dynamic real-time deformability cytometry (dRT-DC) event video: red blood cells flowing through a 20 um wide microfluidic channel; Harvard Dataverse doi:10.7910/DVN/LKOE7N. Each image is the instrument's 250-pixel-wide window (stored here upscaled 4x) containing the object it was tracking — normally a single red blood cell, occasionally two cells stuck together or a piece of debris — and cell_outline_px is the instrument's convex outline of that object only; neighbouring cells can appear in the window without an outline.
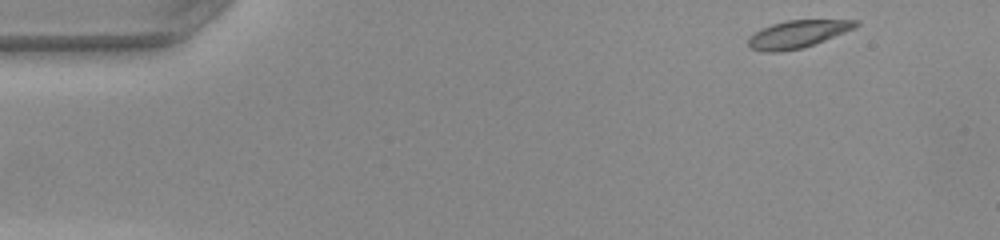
{"species": "common noctule bat (a hibernating species)", "species_latin": "Nyctalus noctula", "temperature_condition": "warm", "stored_images_in_passage": 46, "camera_frame_rate_fps": 3000, "um_per_image_px": 0.085, "animal": {"sex": "female", "body_mass_g": 22.0, "forearm_length_mm": 56.7}, "frame": {"image": 1, "passage_image": 1, "time_ms": 0.0, "image_size_px": [1000, 240], "cell_outline_px": [[860, 24], [856, 28], [824, 40], [800, 48], [776, 52], [764, 52], [752, 48], [748, 44], [748, 40], [756, 32], [772, 24], [788, 20], [860, 20]], "centroid_in_image_um": [67.85, 2.89], "position_along_channel_um": 17.2, "area_um2": 16.82}}
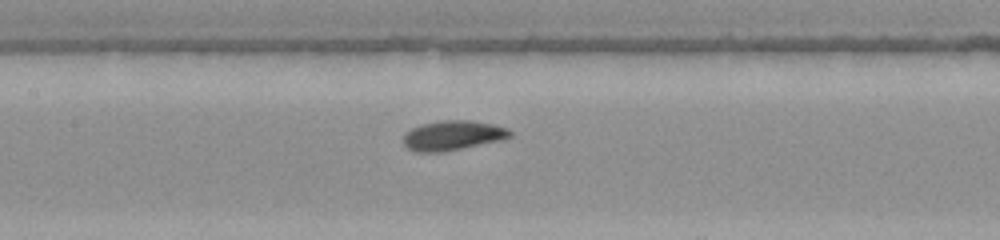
{"frame": {"image": 2, "passage_image": 20, "time_ms": 6.333, "image_size_px": [1000, 240], "cell_outline_px": [[512, 136], [500, 140], [460, 148], [436, 152], [416, 152], [408, 148], [404, 144], [404, 132], [420, 124], [440, 120], [472, 120], [492, 124], [508, 128], [512, 132]], "centroid_in_image_um": [38.46, 11.49], "position_along_channel_um": 168.9, "area_um2": 18.32}}
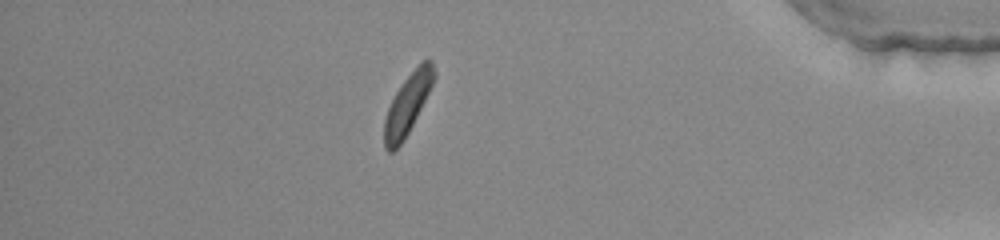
{"frame": {"image": 3, "passage_image": 40, "time_ms": 13.0, "image_size_px": [1000, 240], "cell_outline_px": [[436, 76], [408, 132], [400, 144], [392, 152], [388, 152], [384, 148], [384, 120], [388, 108], [396, 92], [404, 80], [428, 56], [432, 60], [436, 72]], "centroid_in_image_um": [34.64, 8.84], "position_along_channel_um": 400.6, "area_um2": 16.88}, "authors_computed_cell_mechanics": {"area_um2": 17.8024, "velocity_mm_per_s": 4.069, "shape_relaxation_time_tau1_ms": 2.645, "shape_relaxation_time_tau2_ms": 4.3752, "deformation_change_tau1": 0.1287, "deformation_change_tau2": 0.0994}}